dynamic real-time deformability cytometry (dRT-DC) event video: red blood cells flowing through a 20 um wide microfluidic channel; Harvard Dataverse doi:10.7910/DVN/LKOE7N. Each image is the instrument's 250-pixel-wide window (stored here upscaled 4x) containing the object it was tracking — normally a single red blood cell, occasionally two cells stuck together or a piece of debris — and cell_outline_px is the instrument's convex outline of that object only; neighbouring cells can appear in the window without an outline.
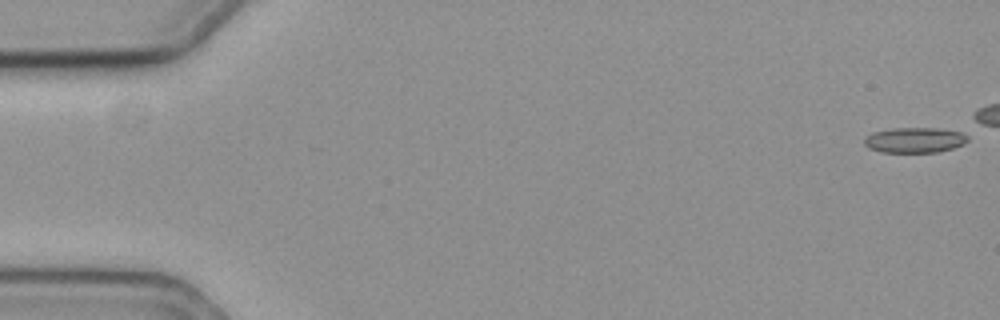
{"species": "common noctule bat (a hibernating species)", "species_latin": "Nyctalus noctula", "temperature_condition": "cold", "stored_images_in_passage": 14, "camera_frame_rate_fps": 3000, "um_per_image_px": 0.085, "animal": {"sex": "female", "body_mass_g": 19.3, "forearm_length_mm": 54.1}, "frame": {"image": 1, "passage_image": 1, "time_ms": 0.0, "image_size_px": [1000, 320], "cell_outline_px": [[968, 140], [964, 144], [952, 148], [936, 152], [880, 152], [868, 148], [864, 144], [864, 140], [872, 132], [892, 128], [936, 128], [960, 132], [968, 136]], "centroid_in_image_um": [77.73, 11.91], "position_along_channel_um": 7.3, "area_um2": 15.2}}